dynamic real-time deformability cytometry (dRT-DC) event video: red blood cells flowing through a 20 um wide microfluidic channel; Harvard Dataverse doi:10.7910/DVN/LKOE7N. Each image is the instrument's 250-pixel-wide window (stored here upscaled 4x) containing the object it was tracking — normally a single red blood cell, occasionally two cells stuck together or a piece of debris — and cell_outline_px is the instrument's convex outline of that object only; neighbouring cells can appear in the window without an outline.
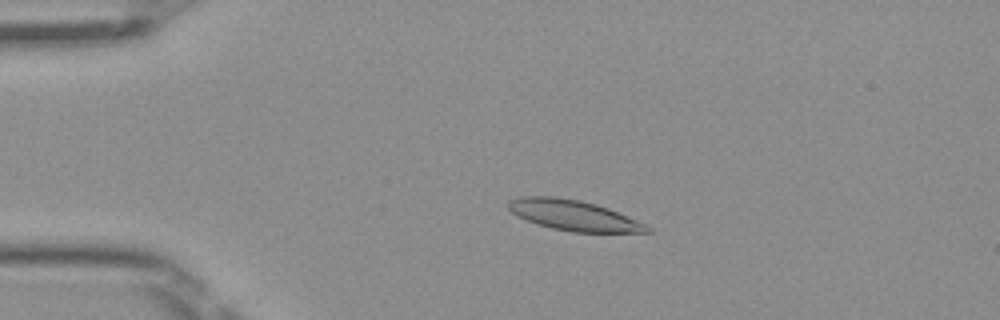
{"species": "Egyptian fruit bat (a non-hibernating species)", "species_latin": "Rousettus aegyptiacus", "temperature_condition": "room temperature", "stored_images_in_passage": 50, "camera_frame_rate_fps": 3000, "um_per_image_px": 0.085, "frame": {"image": 1, "passage_image": 11, "time_ms": 3.333, "image_size_px": [1000, 320], "cell_outline_px": [[652, 232], [572, 232], [552, 228], [516, 216], [508, 208], [508, 200], [520, 196], [556, 196], [580, 200], [596, 204], [608, 208], [648, 224], [652, 228]], "centroid_in_image_um": [48.78, 18.29], "position_along_channel_um": 36.2, "area_um2": 24.68}}
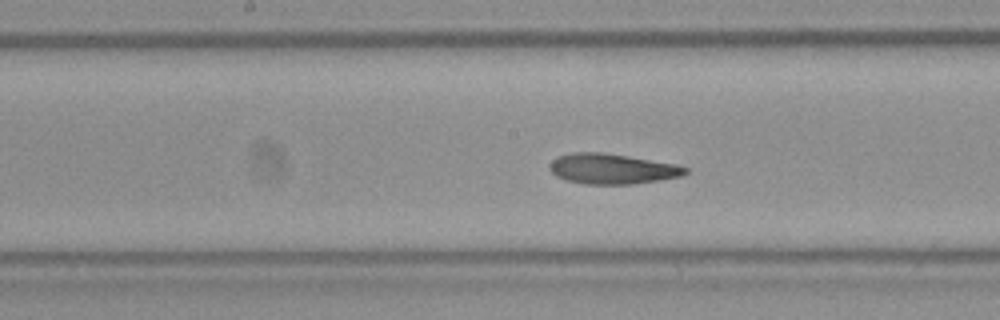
{"frame": {"image": 2, "passage_image": 26, "time_ms": 8.333, "image_size_px": [1000, 320], "cell_outline_px": [[688, 172], [680, 176], [660, 180], [632, 184], [584, 184], [568, 180], [556, 176], [548, 168], [548, 164], [556, 156], [572, 152], [604, 152], [676, 164], [688, 168]], "centroid_in_image_um": [51.99, 14.34], "position_along_channel_um": 196.2, "area_um2": 24.04}}
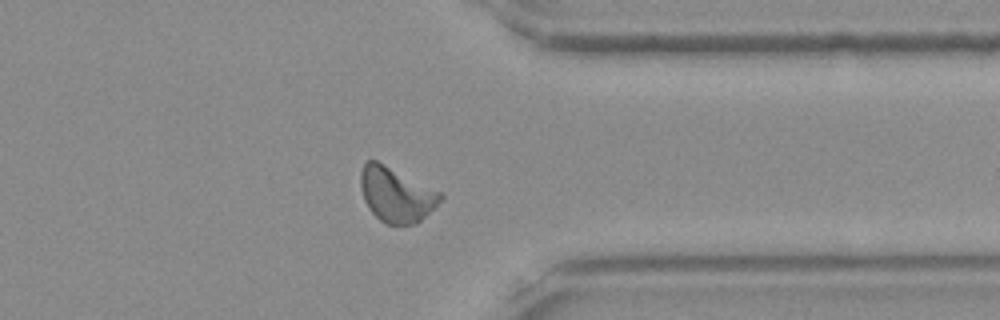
{"frame": {"image": 3, "passage_image": 40, "time_ms": 13.0, "image_size_px": [1000, 320], "cell_outline_px": [[444, 196], [416, 224], [384, 224], [368, 208], [364, 200], [360, 184], [360, 172], [364, 164], [368, 160], [376, 160], [440, 192]], "centroid_in_image_um": [33.63, 16.54], "position_along_channel_um": 377.8, "area_um2": 24.91}, "authors_computed_cell_mechanics": {"area_um2": 24.1315, "velocity_mm_per_s": 4.007, "shape_relaxation_time_tau1_ms": 6.443, "shape_relaxation_time_tau2_ms": 2.774, "deformation_change_tau1": 0.1662, "deformation_change_tau2": 0.1076}}